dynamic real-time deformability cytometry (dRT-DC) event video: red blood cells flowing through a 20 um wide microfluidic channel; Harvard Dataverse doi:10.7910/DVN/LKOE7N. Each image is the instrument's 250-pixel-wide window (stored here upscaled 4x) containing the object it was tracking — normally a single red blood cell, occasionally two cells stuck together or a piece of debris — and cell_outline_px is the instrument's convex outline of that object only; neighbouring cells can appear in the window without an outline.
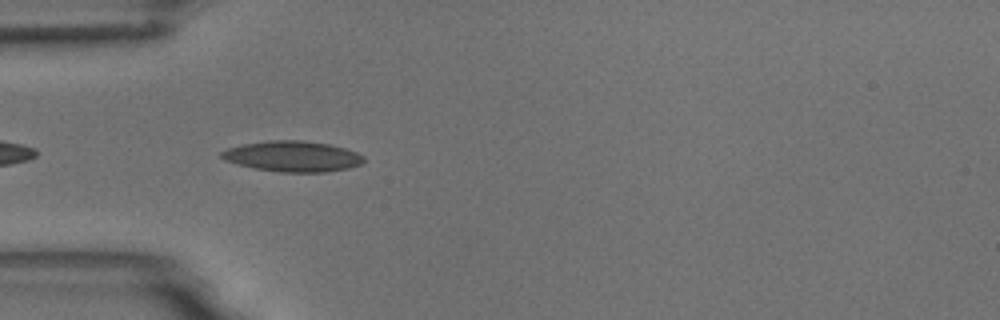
{"species": "common noctule bat (a hibernating species)", "species_latin": "Nyctalus noctula", "temperature_condition": "room temperature", "stored_images_in_passage": 13, "camera_frame_rate_fps": 3000, "um_per_image_px": 0.085, "animal": {"sex": "male", "body_mass_g": 18.8}, "frame": {"image": 1, "passage_image": 3, "time_ms": 0.667, "image_size_px": [1000, 320], "cell_outline_px": [[364, 160], [360, 164], [348, 168], [324, 172], [280, 172], [256, 168], [224, 160], [220, 156], [220, 152], [228, 148], [244, 144], [272, 140], [304, 140], [328, 144], [344, 148], [356, 152], [364, 156]], "centroid_in_image_um": [24.88, 13.28], "position_along_channel_um": 60.1, "area_um2": 25.14}}